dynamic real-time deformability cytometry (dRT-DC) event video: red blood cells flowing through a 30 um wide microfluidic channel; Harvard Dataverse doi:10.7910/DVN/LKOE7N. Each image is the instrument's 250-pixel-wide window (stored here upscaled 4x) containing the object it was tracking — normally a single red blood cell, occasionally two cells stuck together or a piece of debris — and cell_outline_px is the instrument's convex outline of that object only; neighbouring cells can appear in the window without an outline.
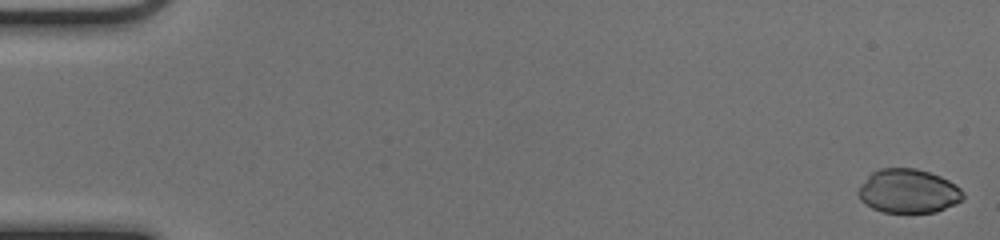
{"species": "common noctule bat (a hibernating species)", "species_latin": "Nyctalus noctula", "temperature_condition": "cold", "stored_images_in_passage": 51, "camera_frame_rate_fps": 3000, "um_per_image_px": 0.085, "animal": {"sex": "female", "body_mass_g": 17.0, "forearm_length_mm": 48.0}, "frame": {"image": 1, "passage_image": 1, "time_ms": 0.0, "image_size_px": [1000, 240], "cell_outline_px": [[964, 196], [956, 204], [936, 212], [884, 212], [872, 208], [860, 200], [856, 192], [868, 176], [872, 172], [880, 168], [916, 168], [940, 176], [956, 184], [964, 192]], "centroid_in_image_um": [77.21, 16.24], "position_along_channel_um": 7.8, "area_um2": 26.82}}
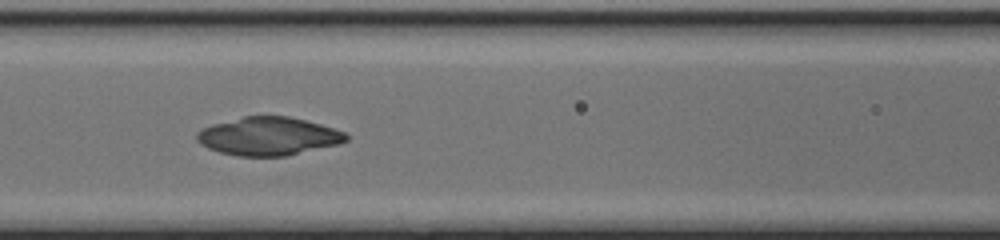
{"frame": {"image": 2, "passage_image": 23, "time_ms": 7.333, "image_size_px": [1000, 240], "cell_outline_px": [[348, 140], [340, 144], [284, 156], [236, 156], [220, 152], [208, 148], [200, 144], [196, 140], [196, 132], [212, 124], [244, 116], [288, 116], [320, 124], [344, 132], [348, 136]], "centroid_in_image_um": [22.79, 11.58], "position_along_channel_um": 143.8, "area_um2": 33.12}}
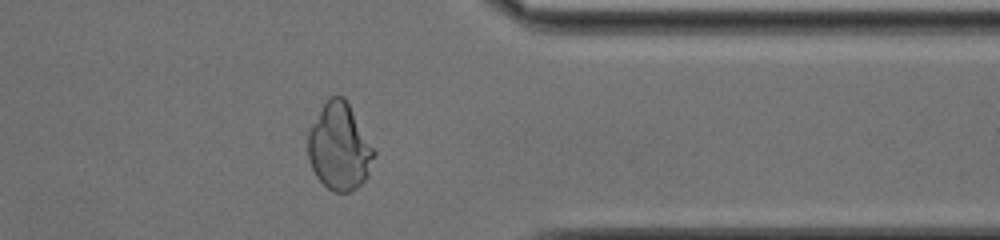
{"frame": {"image": 3, "passage_image": 41, "time_ms": 13.333, "image_size_px": [1000, 240], "cell_outline_px": [[376, 156], [368, 176], [356, 188], [348, 192], [332, 192], [316, 176], [312, 168], [308, 156], [308, 132], [312, 124], [328, 96], [344, 96], [376, 152]], "centroid_in_image_um": [28.86, 12.49], "position_along_channel_um": 382.5, "area_um2": 33.29}}